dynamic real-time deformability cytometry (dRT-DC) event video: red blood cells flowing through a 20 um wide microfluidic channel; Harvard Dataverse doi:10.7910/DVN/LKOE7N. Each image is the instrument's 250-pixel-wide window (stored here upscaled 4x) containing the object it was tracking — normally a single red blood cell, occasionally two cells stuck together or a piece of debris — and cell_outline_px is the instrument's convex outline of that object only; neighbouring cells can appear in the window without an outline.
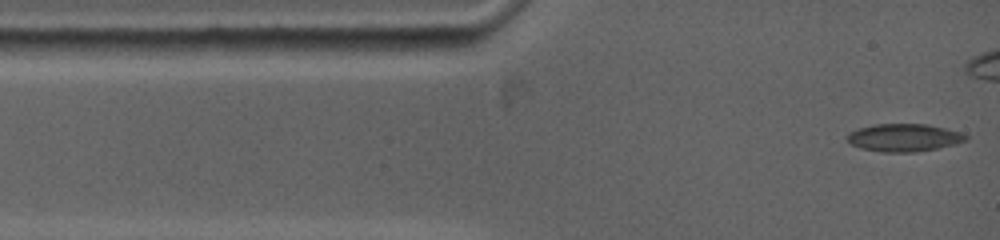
{"species": "common noctule bat (a hibernating species)", "species_latin": "Nyctalus noctula", "temperature_condition": "warm", "stored_images_in_passage": 3, "camera_frame_rate_fps": 5000, "um_per_image_px": 0.085, "animal": {"sex": "female", "body_mass_g": 19.0, "forearm_length_mm": 53.3}, "frame": {"image": 1, "passage_image": 1, "time_ms": 0.0, "image_size_px": [1000, 240], "cell_outline_px": [[968, 140], [956, 144], [916, 152], [884, 152], [860, 148], [852, 144], [844, 136], [848, 132], [856, 128], [872, 124], [928, 124], [960, 132], [968, 136]], "centroid_in_image_um": [76.8, 11.69], "position_along_channel_um": 8.2, "area_um2": 19.31}}